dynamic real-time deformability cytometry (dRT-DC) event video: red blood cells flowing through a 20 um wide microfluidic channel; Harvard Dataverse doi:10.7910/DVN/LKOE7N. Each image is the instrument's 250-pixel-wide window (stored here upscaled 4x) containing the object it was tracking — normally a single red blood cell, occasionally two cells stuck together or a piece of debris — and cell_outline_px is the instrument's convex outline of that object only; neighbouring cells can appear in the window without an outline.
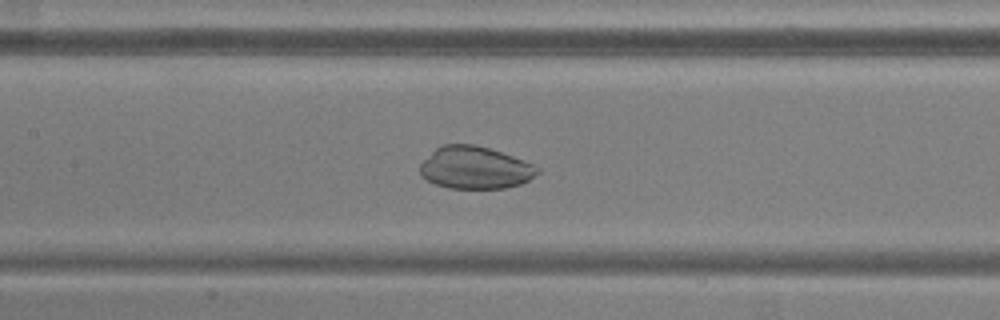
{"species": "common noctule bat (a hibernating species)", "species_latin": "Nyctalus noctula", "temperature_condition": "warm", "stored_images_in_passage": 53, "camera_frame_rate_fps": 3000, "um_per_image_px": 0.085, "animal": {"sex": "male", "body_mass_g": 20.5, "forearm_length_mm": 52.5}, "frame": {"image": 1, "passage_image": 24, "time_ms": 7.667, "image_size_px": [1000, 320], "cell_outline_px": [[540, 172], [528, 180], [520, 184], [504, 188], [448, 188], [436, 184], [420, 176], [420, 164], [436, 148], [444, 144], [476, 144], [524, 160], [540, 168]], "centroid_in_image_um": [40.38, 14.26], "position_along_channel_um": 167.0, "area_um2": 28.84}}
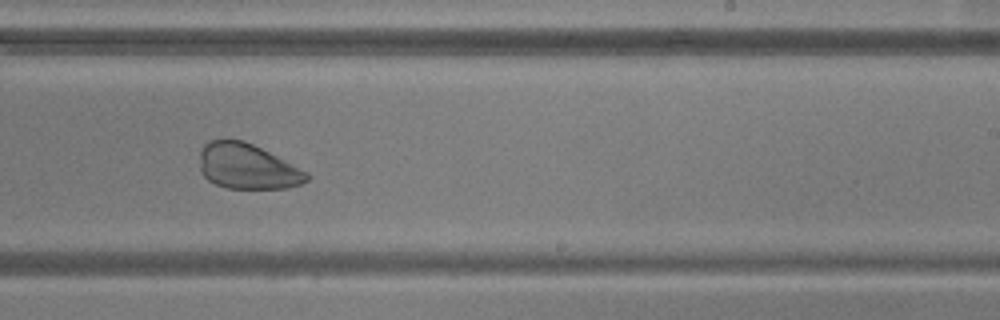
{"frame": {"image": 2, "passage_image": 32, "time_ms": 10.333, "image_size_px": [1000, 320], "cell_outline_px": [[312, 176], [308, 180], [300, 184], [288, 188], [228, 188], [216, 184], [208, 180], [200, 172], [200, 152], [204, 144], [208, 140], [244, 140], [308, 172]], "centroid_in_image_um": [21.02, 14.16], "position_along_channel_um": 268.0, "area_um2": 28.15}}
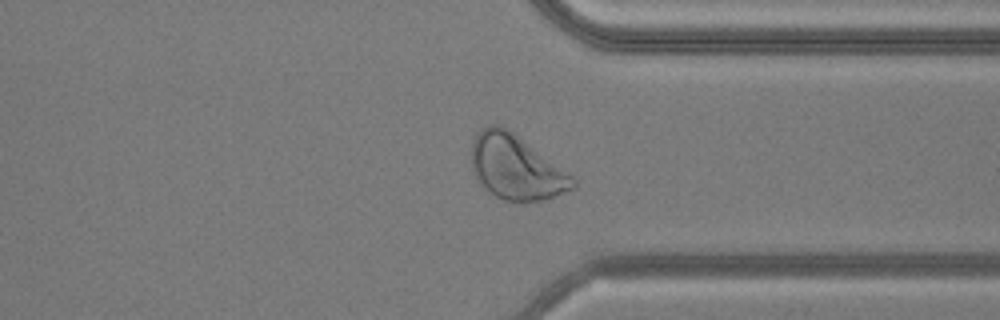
{"frame": {"image": 3, "passage_image": 40, "time_ms": 13.0, "image_size_px": [1000, 320], "cell_outline_px": [[576, 188], [544, 200], [504, 200], [496, 196], [484, 188], [480, 184], [472, 168], [472, 140], [476, 132], [480, 128], [488, 124], [496, 124], [508, 128], [568, 172], [576, 180]], "centroid_in_image_um": [43.85, 14.19], "position_along_channel_um": 367.6, "area_um2": 38.03}}